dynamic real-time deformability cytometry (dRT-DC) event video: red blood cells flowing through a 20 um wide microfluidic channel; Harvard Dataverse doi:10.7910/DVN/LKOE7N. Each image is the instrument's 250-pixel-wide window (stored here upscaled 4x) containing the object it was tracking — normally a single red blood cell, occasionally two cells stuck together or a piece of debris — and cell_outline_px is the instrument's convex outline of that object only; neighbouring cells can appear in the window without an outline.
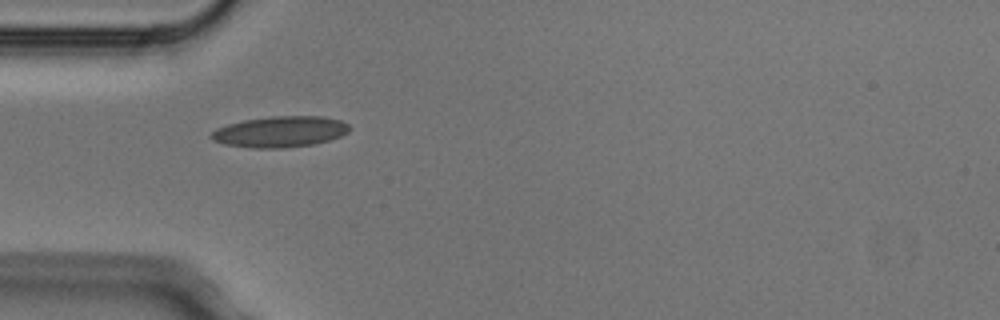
{"species": "Egyptian fruit bat (a non-hibernating species)", "species_latin": "Rousettus aegyptiacus", "temperature_condition": "cold", "stored_images_in_passage": 4, "camera_frame_rate_fps": 3000, "um_per_image_px": 0.085, "animal": {"sex": "male"}, "frame": {"image": 1, "passage_image": 1, "time_ms": 0.0, "image_size_px": [1000, 320], "cell_outline_px": [[352, 128], [348, 132], [340, 136], [316, 144], [284, 148], [248, 148], [224, 144], [212, 140], [208, 136], [216, 128], [228, 124], [244, 120], [272, 116], [320, 116], [340, 120], [348, 124]], "centroid_in_image_um": [23.79, 11.2], "position_along_channel_um": 61.2, "area_um2": 25.14}}
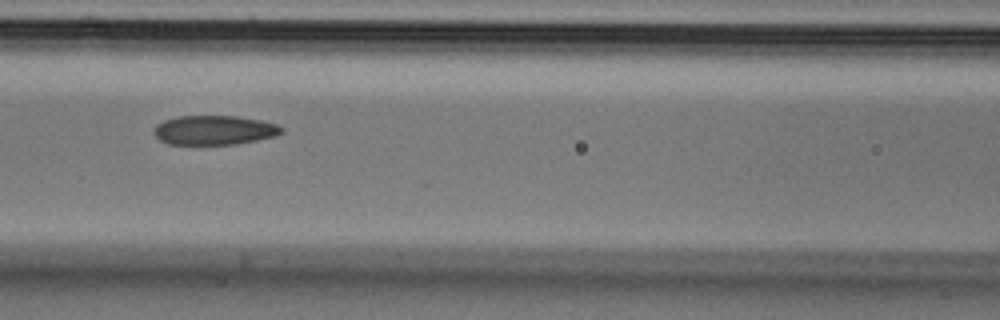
{"frame": {"image": 2, "passage_image": 3, "time_ms": 0.667, "image_size_px": [1000, 320], "cell_outline_px": [[284, 132], [276, 136], [236, 144], [168, 144], [160, 140], [152, 132], [156, 124], [164, 120], [176, 116], [236, 116], [260, 120], [276, 124], [284, 128]], "centroid_in_image_um": [18.2, 11.06], "position_along_channel_um": 148.4, "area_um2": 21.91}}
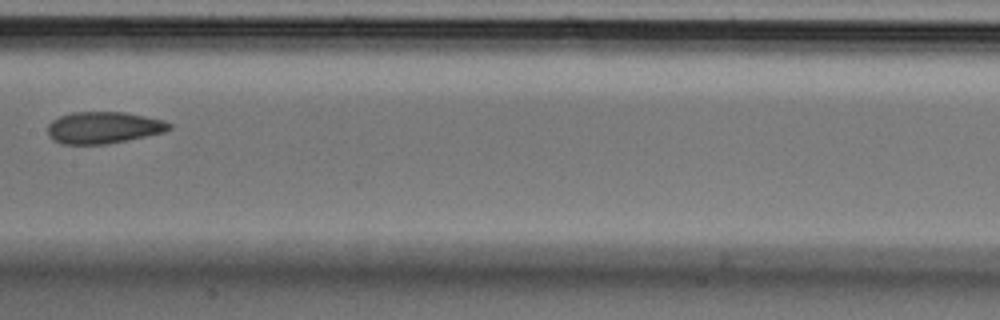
{"frame": {"image": 3, "passage_image": 4, "time_ms": 1.0, "image_size_px": [1000, 320], "cell_outline_px": [[172, 128], [164, 132], [148, 136], [108, 144], [60, 144], [52, 140], [48, 136], [48, 124], [52, 120], [60, 116], [72, 112], [124, 112], [164, 120], [172, 124]], "centroid_in_image_um": [8.79, 10.85], "position_along_channel_um": 198.6, "area_um2": 22.72}}